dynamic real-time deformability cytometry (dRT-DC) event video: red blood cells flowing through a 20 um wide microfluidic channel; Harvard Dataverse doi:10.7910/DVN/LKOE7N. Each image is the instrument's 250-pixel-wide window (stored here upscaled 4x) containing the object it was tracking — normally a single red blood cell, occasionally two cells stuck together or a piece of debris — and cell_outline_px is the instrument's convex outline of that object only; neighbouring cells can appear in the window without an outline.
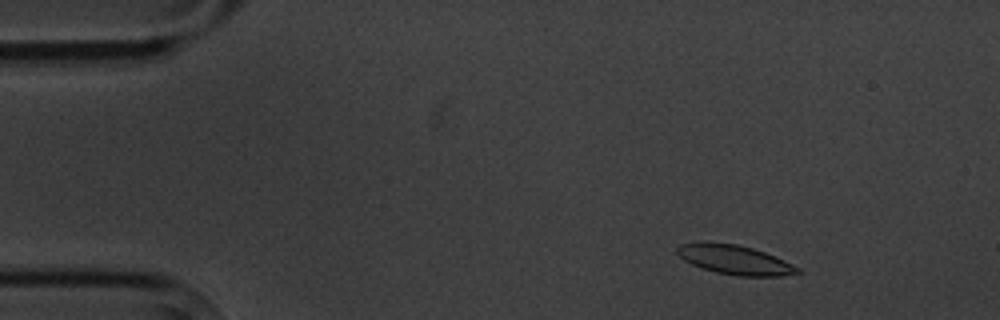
{"species": "common noctule bat (a hibernating species)", "species_latin": "Nyctalus noctula", "temperature_condition": "cold", "stored_images_in_passage": 5, "camera_frame_rate_fps": 3000, "um_per_image_px": 0.085, "animal": {"sex": "male", "body_mass_g": 20.1, "forearm_length_mm": 53.5}, "frame": {"image": 1, "passage_image": 2, "time_ms": 1.333, "image_size_px": [1000, 320], "cell_outline_px": [[800, 272], [780, 276], [736, 276], [716, 272], [692, 264], [684, 260], [676, 252], [676, 248], [680, 244], [700, 240], [708, 240], [736, 244], [752, 248], [764, 252], [792, 264], [800, 268]], "centroid_in_image_um": [62.38, 22.05], "position_along_channel_um": 22.6, "area_um2": 20.75}}